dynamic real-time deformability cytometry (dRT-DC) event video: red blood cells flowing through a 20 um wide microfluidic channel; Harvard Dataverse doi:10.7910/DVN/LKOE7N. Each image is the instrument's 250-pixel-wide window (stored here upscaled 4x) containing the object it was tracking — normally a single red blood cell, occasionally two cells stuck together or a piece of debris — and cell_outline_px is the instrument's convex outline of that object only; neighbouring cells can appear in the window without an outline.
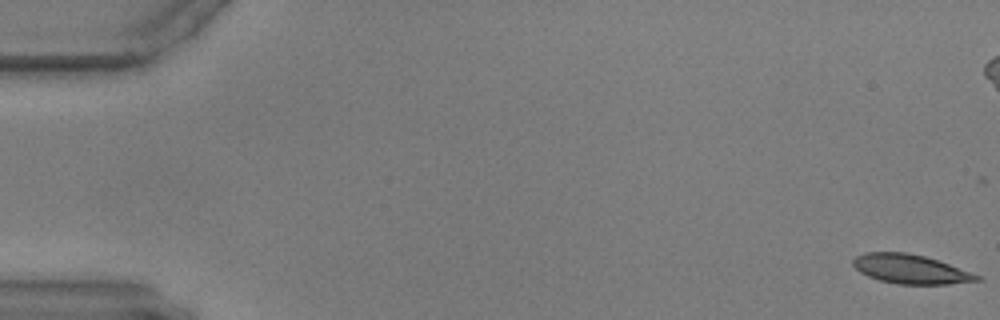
{"species": "common noctule bat (a hibernating species)", "species_latin": "Nyctalus noctula", "temperature_condition": "warm", "stored_images_in_passage": 11, "camera_frame_rate_fps": 3000, "um_per_image_px": 0.085, "animal": {"sex": "male", "body_mass_g": 17.9, "forearm_length_mm": 54.2}, "frame": {"image": 1, "passage_image": 1, "time_ms": 0.0, "image_size_px": [1000, 320], "cell_outline_px": [[984, 280], [948, 284], [896, 284], [880, 280], [868, 276], [860, 272], [852, 264], [852, 260], [856, 256], [864, 252], [908, 252], [924, 256], [948, 264], [980, 276]], "centroid_in_image_um": [77.36, 22.87], "position_along_channel_um": 7.6, "area_um2": 20.92}}